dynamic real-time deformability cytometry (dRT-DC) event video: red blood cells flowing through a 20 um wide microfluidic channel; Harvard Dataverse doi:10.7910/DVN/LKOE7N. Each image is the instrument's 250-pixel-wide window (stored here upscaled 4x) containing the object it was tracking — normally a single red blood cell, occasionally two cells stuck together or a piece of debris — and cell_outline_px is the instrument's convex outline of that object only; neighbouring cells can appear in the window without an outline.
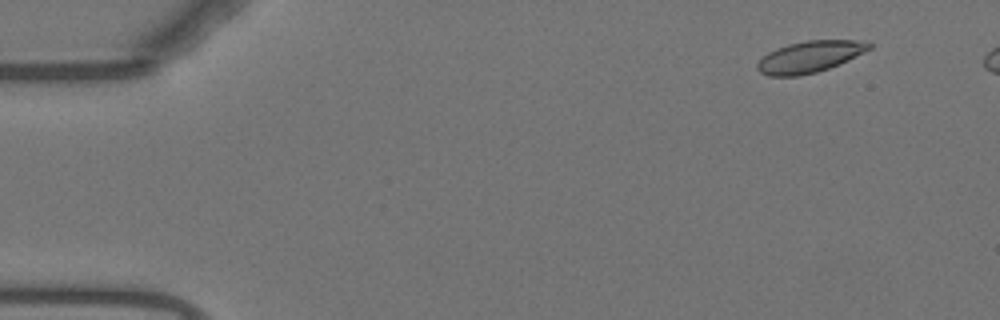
{"species": "Egyptian fruit bat (a non-hibernating species)", "species_latin": "Rousettus aegyptiacus", "temperature_condition": "warm", "stored_images_in_passage": 48, "camera_frame_rate_fps": 3000, "um_per_image_px": 0.085, "animal": {"sex": "female"}, "frame": {"image": 1, "passage_image": 1, "time_ms": 0.0, "image_size_px": [1000, 320], "cell_outline_px": [[872, 48], [848, 60], [828, 68], [816, 72], [800, 76], [768, 76], [760, 72], [756, 68], [756, 64], [768, 52], [776, 48], [788, 44], [808, 40], [856, 40], [872, 44]], "centroid_in_image_um": [68.8, 4.83], "position_along_channel_um": 16.2, "area_um2": 20.4}}
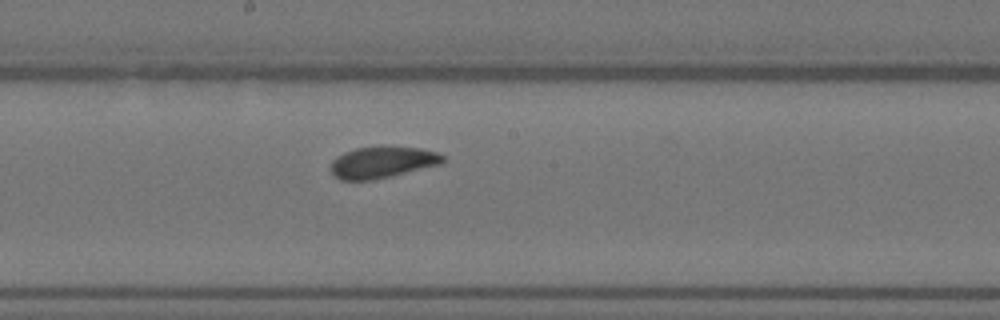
{"frame": {"image": 2, "passage_image": 26, "time_ms": 8.333, "image_size_px": [1000, 320], "cell_outline_px": [[444, 160], [440, 164], [372, 180], [340, 180], [328, 168], [332, 160], [336, 156], [344, 152], [356, 148], [384, 144], [420, 148], [436, 152], [444, 156]], "centroid_in_image_um": [32.45, 13.75], "position_along_channel_um": 215.8, "area_um2": 20.92}}
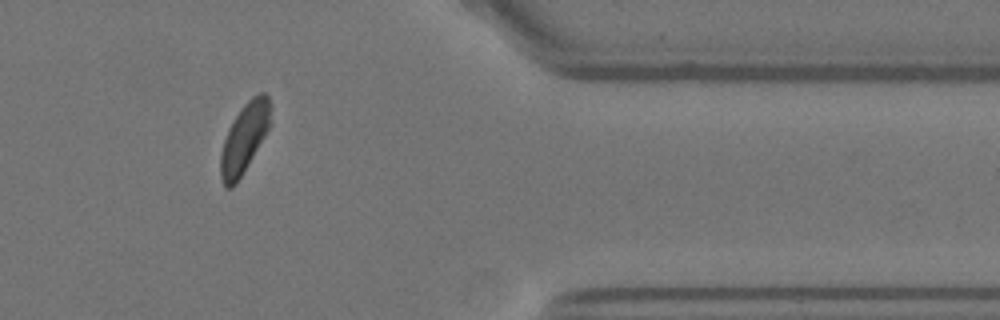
{"frame": {"image": 3, "passage_image": 42, "time_ms": 13.667, "image_size_px": [1000, 320], "cell_outline_px": [[272, 124], [236, 184], [232, 188], [224, 188], [220, 176], [220, 152], [228, 128], [244, 104], [252, 96], [260, 92], [264, 92], [268, 96], [272, 104]], "centroid_in_image_um": [20.8, 11.72], "position_along_channel_um": 390.6, "area_um2": 20.58}, "authors_computed_cell_mechanics": {"area_um2": 21.1259, "velocity_mm_per_s": 3.6972, "shape_relaxation_time_tau1_ms": 5.4514, "shape_relaxation_time_tau2_ms": 1.4067, "deformation_change_tau1": 0.1401, "deformation_change_tau2": 0.0562}}